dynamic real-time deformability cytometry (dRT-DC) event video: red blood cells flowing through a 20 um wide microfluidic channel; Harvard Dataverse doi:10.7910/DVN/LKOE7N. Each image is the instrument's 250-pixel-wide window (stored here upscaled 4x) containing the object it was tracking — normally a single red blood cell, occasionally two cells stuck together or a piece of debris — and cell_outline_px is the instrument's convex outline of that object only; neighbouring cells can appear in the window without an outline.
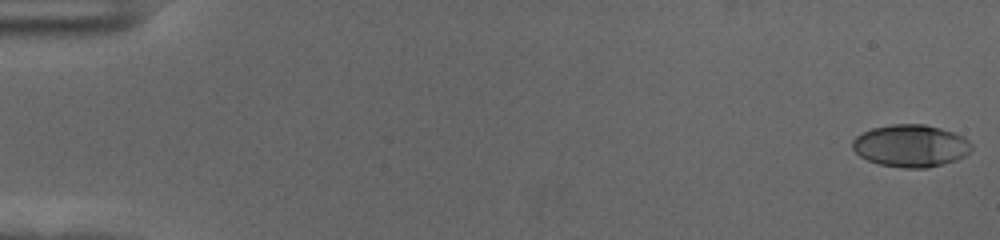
{"species": "human", "species_latin": "Homo sapiens", "temperature_condition": "cold", "stored_images_in_passage": 58, "camera_frame_rate_fps": 3000, "um_per_image_px": 0.085, "donor": {"sex": "female"}, "frame": {"image": 1, "passage_image": 1, "time_ms": 0.0, "image_size_px": [1000, 240], "cell_outline_px": [[972, 152], [956, 160], [928, 168], [904, 168], [880, 164], [868, 160], [860, 156], [852, 148], [852, 140], [856, 136], [872, 128], [892, 124], [924, 124], [940, 128], [964, 136], [972, 144]], "centroid_in_image_um": [77.43, 12.39], "position_along_channel_um": 7.6, "area_um2": 29.42}}
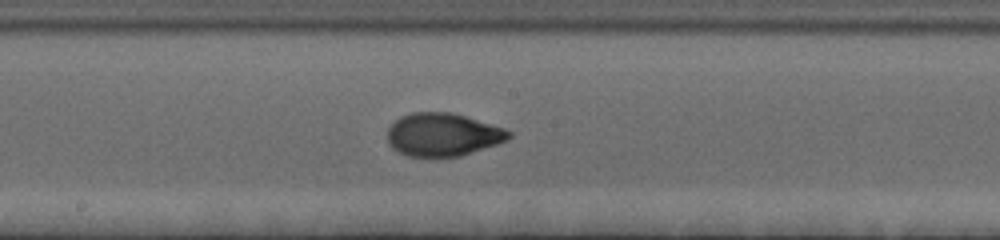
{"frame": {"image": 2, "passage_image": 32, "time_ms": 10.333, "image_size_px": [1000, 240], "cell_outline_px": [[512, 136], [508, 140], [460, 156], [408, 156], [392, 148], [388, 144], [388, 128], [400, 116], [412, 112], [452, 112], [504, 128], [512, 132]], "centroid_in_image_um": [37.63, 11.43], "position_along_channel_um": 210.6, "area_um2": 30.29}}
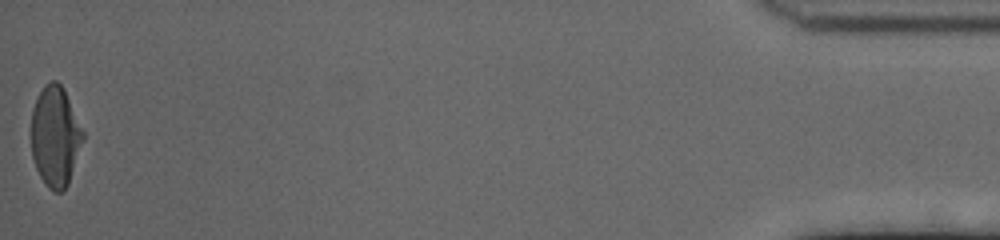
{"frame": {"image": 3, "passage_image": 58, "time_ms": 19.0, "image_size_px": [1000, 240], "cell_outline_px": [[84, 140], [68, 184], [60, 192], [52, 192], [48, 188], [40, 176], [36, 168], [32, 156], [32, 108], [44, 84], [52, 80], [56, 80], [64, 88], [84, 132]], "centroid_in_image_um": [4.71, 11.59], "position_along_channel_um": 430.5, "area_um2": 30.23}, "authors_computed_cell_mechanics": {"area_um2": 29.6803, "velocity_mm_per_s": 3.5634, "shape_relaxation_time_tau1_ms": 4.0139, "shape_relaxation_time_tau2_ms": 1.0694, "deformation_change_tau1": 0.2047, "deformation_change_tau2": 0.0494}}